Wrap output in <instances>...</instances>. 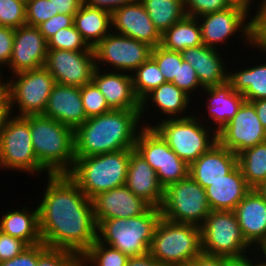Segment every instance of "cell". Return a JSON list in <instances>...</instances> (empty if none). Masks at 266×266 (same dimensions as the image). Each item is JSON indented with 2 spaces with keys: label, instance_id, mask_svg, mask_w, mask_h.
Returning <instances> with one entry per match:
<instances>
[{
  "label": "cell",
  "instance_id": "cell-34",
  "mask_svg": "<svg viewBox=\"0 0 266 266\" xmlns=\"http://www.w3.org/2000/svg\"><path fill=\"white\" fill-rule=\"evenodd\" d=\"M238 165L251 188H257L266 181V142L239 153Z\"/></svg>",
  "mask_w": 266,
  "mask_h": 266
},
{
  "label": "cell",
  "instance_id": "cell-14",
  "mask_svg": "<svg viewBox=\"0 0 266 266\" xmlns=\"http://www.w3.org/2000/svg\"><path fill=\"white\" fill-rule=\"evenodd\" d=\"M153 47L111 31L94 48L96 68L132 74L151 57ZM109 66V67H108ZM112 66V67H111Z\"/></svg>",
  "mask_w": 266,
  "mask_h": 266
},
{
  "label": "cell",
  "instance_id": "cell-43",
  "mask_svg": "<svg viewBox=\"0 0 266 266\" xmlns=\"http://www.w3.org/2000/svg\"><path fill=\"white\" fill-rule=\"evenodd\" d=\"M233 4L232 0H184L186 15L196 18L207 13L226 10Z\"/></svg>",
  "mask_w": 266,
  "mask_h": 266
},
{
  "label": "cell",
  "instance_id": "cell-51",
  "mask_svg": "<svg viewBox=\"0 0 266 266\" xmlns=\"http://www.w3.org/2000/svg\"><path fill=\"white\" fill-rule=\"evenodd\" d=\"M52 2L54 13L75 15L84 0H49Z\"/></svg>",
  "mask_w": 266,
  "mask_h": 266
},
{
  "label": "cell",
  "instance_id": "cell-58",
  "mask_svg": "<svg viewBox=\"0 0 266 266\" xmlns=\"http://www.w3.org/2000/svg\"><path fill=\"white\" fill-rule=\"evenodd\" d=\"M232 1L234 3L242 4L249 9H251L252 8L251 6L254 5L253 2H255L258 5V3L255 0H232Z\"/></svg>",
  "mask_w": 266,
  "mask_h": 266
},
{
  "label": "cell",
  "instance_id": "cell-12",
  "mask_svg": "<svg viewBox=\"0 0 266 266\" xmlns=\"http://www.w3.org/2000/svg\"><path fill=\"white\" fill-rule=\"evenodd\" d=\"M250 12L252 13L246 6L234 3L226 10L197 17L201 27L203 45L218 49L220 45H228V40L233 38L232 36L235 38L238 33L239 38L241 36L243 39L244 46L252 49V17H250Z\"/></svg>",
  "mask_w": 266,
  "mask_h": 266
},
{
  "label": "cell",
  "instance_id": "cell-37",
  "mask_svg": "<svg viewBox=\"0 0 266 266\" xmlns=\"http://www.w3.org/2000/svg\"><path fill=\"white\" fill-rule=\"evenodd\" d=\"M47 48L52 50L94 51L82 38L74 24L68 28L60 29L51 36L47 40Z\"/></svg>",
  "mask_w": 266,
  "mask_h": 266
},
{
  "label": "cell",
  "instance_id": "cell-18",
  "mask_svg": "<svg viewBox=\"0 0 266 266\" xmlns=\"http://www.w3.org/2000/svg\"><path fill=\"white\" fill-rule=\"evenodd\" d=\"M112 31L149 44L160 45L161 33L153 25L140 0L126 4L111 13Z\"/></svg>",
  "mask_w": 266,
  "mask_h": 266
},
{
  "label": "cell",
  "instance_id": "cell-47",
  "mask_svg": "<svg viewBox=\"0 0 266 266\" xmlns=\"http://www.w3.org/2000/svg\"><path fill=\"white\" fill-rule=\"evenodd\" d=\"M28 247L29 245L25 241L5 234L0 230V262L16 257Z\"/></svg>",
  "mask_w": 266,
  "mask_h": 266
},
{
  "label": "cell",
  "instance_id": "cell-32",
  "mask_svg": "<svg viewBox=\"0 0 266 266\" xmlns=\"http://www.w3.org/2000/svg\"><path fill=\"white\" fill-rule=\"evenodd\" d=\"M202 44L201 27L196 17L186 15L161 34L160 46L171 51L182 52Z\"/></svg>",
  "mask_w": 266,
  "mask_h": 266
},
{
  "label": "cell",
  "instance_id": "cell-44",
  "mask_svg": "<svg viewBox=\"0 0 266 266\" xmlns=\"http://www.w3.org/2000/svg\"><path fill=\"white\" fill-rule=\"evenodd\" d=\"M172 83L176 85L179 89H182L192 99L196 90H203L195 72V69L184 60L182 62H178L177 78H174ZM191 94L193 95V97Z\"/></svg>",
  "mask_w": 266,
  "mask_h": 266
},
{
  "label": "cell",
  "instance_id": "cell-2",
  "mask_svg": "<svg viewBox=\"0 0 266 266\" xmlns=\"http://www.w3.org/2000/svg\"><path fill=\"white\" fill-rule=\"evenodd\" d=\"M141 124L140 110L112 109L88 118L74 131L75 158L135 149Z\"/></svg>",
  "mask_w": 266,
  "mask_h": 266
},
{
  "label": "cell",
  "instance_id": "cell-6",
  "mask_svg": "<svg viewBox=\"0 0 266 266\" xmlns=\"http://www.w3.org/2000/svg\"><path fill=\"white\" fill-rule=\"evenodd\" d=\"M203 253L201 228L160 218L149 254L164 266H188Z\"/></svg>",
  "mask_w": 266,
  "mask_h": 266
},
{
  "label": "cell",
  "instance_id": "cell-21",
  "mask_svg": "<svg viewBox=\"0 0 266 266\" xmlns=\"http://www.w3.org/2000/svg\"><path fill=\"white\" fill-rule=\"evenodd\" d=\"M43 116L54 119L75 131L88 119L83 109L80 87L56 83Z\"/></svg>",
  "mask_w": 266,
  "mask_h": 266
},
{
  "label": "cell",
  "instance_id": "cell-5",
  "mask_svg": "<svg viewBox=\"0 0 266 266\" xmlns=\"http://www.w3.org/2000/svg\"><path fill=\"white\" fill-rule=\"evenodd\" d=\"M160 218V208L151 206L142 215L102 220L97 227V240L128 257L146 255Z\"/></svg>",
  "mask_w": 266,
  "mask_h": 266
},
{
  "label": "cell",
  "instance_id": "cell-48",
  "mask_svg": "<svg viewBox=\"0 0 266 266\" xmlns=\"http://www.w3.org/2000/svg\"><path fill=\"white\" fill-rule=\"evenodd\" d=\"M15 29L0 26V73L6 68L12 56Z\"/></svg>",
  "mask_w": 266,
  "mask_h": 266
},
{
  "label": "cell",
  "instance_id": "cell-38",
  "mask_svg": "<svg viewBox=\"0 0 266 266\" xmlns=\"http://www.w3.org/2000/svg\"><path fill=\"white\" fill-rule=\"evenodd\" d=\"M80 94L87 118L101 115L112 110L108 106L104 95L93 81L81 86Z\"/></svg>",
  "mask_w": 266,
  "mask_h": 266
},
{
  "label": "cell",
  "instance_id": "cell-54",
  "mask_svg": "<svg viewBox=\"0 0 266 266\" xmlns=\"http://www.w3.org/2000/svg\"><path fill=\"white\" fill-rule=\"evenodd\" d=\"M10 114H11V111L9 109L7 99L5 98V96H3L0 99V137L2 135V131L4 129L5 123L8 117L10 116Z\"/></svg>",
  "mask_w": 266,
  "mask_h": 266
},
{
  "label": "cell",
  "instance_id": "cell-24",
  "mask_svg": "<svg viewBox=\"0 0 266 266\" xmlns=\"http://www.w3.org/2000/svg\"><path fill=\"white\" fill-rule=\"evenodd\" d=\"M125 185L134 195L143 198L151 206L161 207L164 188L160 184L156 172L134 149H130Z\"/></svg>",
  "mask_w": 266,
  "mask_h": 266
},
{
  "label": "cell",
  "instance_id": "cell-55",
  "mask_svg": "<svg viewBox=\"0 0 266 266\" xmlns=\"http://www.w3.org/2000/svg\"><path fill=\"white\" fill-rule=\"evenodd\" d=\"M254 104L258 118L266 130V99L251 101Z\"/></svg>",
  "mask_w": 266,
  "mask_h": 266
},
{
  "label": "cell",
  "instance_id": "cell-10",
  "mask_svg": "<svg viewBox=\"0 0 266 266\" xmlns=\"http://www.w3.org/2000/svg\"><path fill=\"white\" fill-rule=\"evenodd\" d=\"M160 210L163 219L199 227L211 211L205 189L190 175L164 189Z\"/></svg>",
  "mask_w": 266,
  "mask_h": 266
},
{
  "label": "cell",
  "instance_id": "cell-62",
  "mask_svg": "<svg viewBox=\"0 0 266 266\" xmlns=\"http://www.w3.org/2000/svg\"><path fill=\"white\" fill-rule=\"evenodd\" d=\"M22 2H24L25 4L28 3L30 0H20Z\"/></svg>",
  "mask_w": 266,
  "mask_h": 266
},
{
  "label": "cell",
  "instance_id": "cell-63",
  "mask_svg": "<svg viewBox=\"0 0 266 266\" xmlns=\"http://www.w3.org/2000/svg\"><path fill=\"white\" fill-rule=\"evenodd\" d=\"M4 96V92H0V99Z\"/></svg>",
  "mask_w": 266,
  "mask_h": 266
},
{
  "label": "cell",
  "instance_id": "cell-22",
  "mask_svg": "<svg viewBox=\"0 0 266 266\" xmlns=\"http://www.w3.org/2000/svg\"><path fill=\"white\" fill-rule=\"evenodd\" d=\"M92 81L104 95L111 109L140 110V100L134 93L131 74L117 71L106 72L103 68H96Z\"/></svg>",
  "mask_w": 266,
  "mask_h": 266
},
{
  "label": "cell",
  "instance_id": "cell-29",
  "mask_svg": "<svg viewBox=\"0 0 266 266\" xmlns=\"http://www.w3.org/2000/svg\"><path fill=\"white\" fill-rule=\"evenodd\" d=\"M0 218V230L3 233L21 239L29 246L42 243L37 206L7 210Z\"/></svg>",
  "mask_w": 266,
  "mask_h": 266
},
{
  "label": "cell",
  "instance_id": "cell-31",
  "mask_svg": "<svg viewBox=\"0 0 266 266\" xmlns=\"http://www.w3.org/2000/svg\"><path fill=\"white\" fill-rule=\"evenodd\" d=\"M73 24L91 48L112 31L111 13L85 3L75 13Z\"/></svg>",
  "mask_w": 266,
  "mask_h": 266
},
{
  "label": "cell",
  "instance_id": "cell-13",
  "mask_svg": "<svg viewBox=\"0 0 266 266\" xmlns=\"http://www.w3.org/2000/svg\"><path fill=\"white\" fill-rule=\"evenodd\" d=\"M156 172L165 189L189 175V165L180 159L153 127H143L134 149Z\"/></svg>",
  "mask_w": 266,
  "mask_h": 266
},
{
  "label": "cell",
  "instance_id": "cell-57",
  "mask_svg": "<svg viewBox=\"0 0 266 266\" xmlns=\"http://www.w3.org/2000/svg\"><path fill=\"white\" fill-rule=\"evenodd\" d=\"M258 252H256L255 254H252V258H253V266H266V259L264 258V257H262V255L260 254L259 255V253L257 254ZM257 255L259 256V257H257ZM253 256H255V257H253ZM258 259H260V260H258ZM263 258V259H262ZM257 259V260H256Z\"/></svg>",
  "mask_w": 266,
  "mask_h": 266
},
{
  "label": "cell",
  "instance_id": "cell-45",
  "mask_svg": "<svg viewBox=\"0 0 266 266\" xmlns=\"http://www.w3.org/2000/svg\"><path fill=\"white\" fill-rule=\"evenodd\" d=\"M26 24L38 27L58 13H54L52 2L49 0H30L26 3Z\"/></svg>",
  "mask_w": 266,
  "mask_h": 266
},
{
  "label": "cell",
  "instance_id": "cell-9",
  "mask_svg": "<svg viewBox=\"0 0 266 266\" xmlns=\"http://www.w3.org/2000/svg\"><path fill=\"white\" fill-rule=\"evenodd\" d=\"M55 84V79L45 67L22 71L4 80V96L11 114L43 115Z\"/></svg>",
  "mask_w": 266,
  "mask_h": 266
},
{
  "label": "cell",
  "instance_id": "cell-26",
  "mask_svg": "<svg viewBox=\"0 0 266 266\" xmlns=\"http://www.w3.org/2000/svg\"><path fill=\"white\" fill-rule=\"evenodd\" d=\"M191 100L193 99L187 93H185L182 89H179L172 82L161 84L159 87L153 89L150 93H148L140 101L141 119L142 122L144 121L146 123L144 125L142 124V126L153 127V125L147 123L144 120L145 117H143L146 116V112L148 111V108H150L149 106L151 102L152 107H157L156 111L159 110L158 112L160 113V117H163L162 120H164L191 116L192 114L186 115V110L189 111L190 109V107L188 106H190L189 103L192 102ZM161 114L164 115L165 118L164 116H161Z\"/></svg>",
  "mask_w": 266,
  "mask_h": 266
},
{
  "label": "cell",
  "instance_id": "cell-8",
  "mask_svg": "<svg viewBox=\"0 0 266 266\" xmlns=\"http://www.w3.org/2000/svg\"><path fill=\"white\" fill-rule=\"evenodd\" d=\"M200 228L204 254L242 261L257 252L243 237L234 211L211 210Z\"/></svg>",
  "mask_w": 266,
  "mask_h": 266
},
{
  "label": "cell",
  "instance_id": "cell-40",
  "mask_svg": "<svg viewBox=\"0 0 266 266\" xmlns=\"http://www.w3.org/2000/svg\"><path fill=\"white\" fill-rule=\"evenodd\" d=\"M26 4L20 0H0V26L18 28L26 25Z\"/></svg>",
  "mask_w": 266,
  "mask_h": 266
},
{
  "label": "cell",
  "instance_id": "cell-41",
  "mask_svg": "<svg viewBox=\"0 0 266 266\" xmlns=\"http://www.w3.org/2000/svg\"><path fill=\"white\" fill-rule=\"evenodd\" d=\"M258 5L257 9L252 16V48L256 49L255 52H266V0H256ZM258 50V51H257Z\"/></svg>",
  "mask_w": 266,
  "mask_h": 266
},
{
  "label": "cell",
  "instance_id": "cell-23",
  "mask_svg": "<svg viewBox=\"0 0 266 266\" xmlns=\"http://www.w3.org/2000/svg\"><path fill=\"white\" fill-rule=\"evenodd\" d=\"M183 60L188 62L194 69L201 84V87L210 88L221 85L228 81V66L222 52L218 49L205 45L184 49ZM226 65V66H225Z\"/></svg>",
  "mask_w": 266,
  "mask_h": 266
},
{
  "label": "cell",
  "instance_id": "cell-25",
  "mask_svg": "<svg viewBox=\"0 0 266 266\" xmlns=\"http://www.w3.org/2000/svg\"><path fill=\"white\" fill-rule=\"evenodd\" d=\"M238 165V155L215 143L189 166V175L204 189Z\"/></svg>",
  "mask_w": 266,
  "mask_h": 266
},
{
  "label": "cell",
  "instance_id": "cell-19",
  "mask_svg": "<svg viewBox=\"0 0 266 266\" xmlns=\"http://www.w3.org/2000/svg\"><path fill=\"white\" fill-rule=\"evenodd\" d=\"M92 203L97 225L102 220L142 215L151 207L143 198L134 195L126 185L96 195Z\"/></svg>",
  "mask_w": 266,
  "mask_h": 266
},
{
  "label": "cell",
  "instance_id": "cell-46",
  "mask_svg": "<svg viewBox=\"0 0 266 266\" xmlns=\"http://www.w3.org/2000/svg\"><path fill=\"white\" fill-rule=\"evenodd\" d=\"M48 247L44 243L31 245L16 257L0 262V266H37L38 257Z\"/></svg>",
  "mask_w": 266,
  "mask_h": 266
},
{
  "label": "cell",
  "instance_id": "cell-28",
  "mask_svg": "<svg viewBox=\"0 0 266 266\" xmlns=\"http://www.w3.org/2000/svg\"><path fill=\"white\" fill-rule=\"evenodd\" d=\"M252 188L247 184L242 170L237 165L224 178L205 188L208 205L215 211H233Z\"/></svg>",
  "mask_w": 266,
  "mask_h": 266
},
{
  "label": "cell",
  "instance_id": "cell-50",
  "mask_svg": "<svg viewBox=\"0 0 266 266\" xmlns=\"http://www.w3.org/2000/svg\"><path fill=\"white\" fill-rule=\"evenodd\" d=\"M233 261L223 256H212L202 253L196 256L188 266H231Z\"/></svg>",
  "mask_w": 266,
  "mask_h": 266
},
{
  "label": "cell",
  "instance_id": "cell-56",
  "mask_svg": "<svg viewBox=\"0 0 266 266\" xmlns=\"http://www.w3.org/2000/svg\"><path fill=\"white\" fill-rule=\"evenodd\" d=\"M231 266H253V259H252L251 254L245 260H242V261H235L234 260L231 263Z\"/></svg>",
  "mask_w": 266,
  "mask_h": 266
},
{
  "label": "cell",
  "instance_id": "cell-52",
  "mask_svg": "<svg viewBox=\"0 0 266 266\" xmlns=\"http://www.w3.org/2000/svg\"><path fill=\"white\" fill-rule=\"evenodd\" d=\"M134 1L135 0H84V3L90 7L103 9L112 13L114 10Z\"/></svg>",
  "mask_w": 266,
  "mask_h": 266
},
{
  "label": "cell",
  "instance_id": "cell-20",
  "mask_svg": "<svg viewBox=\"0 0 266 266\" xmlns=\"http://www.w3.org/2000/svg\"><path fill=\"white\" fill-rule=\"evenodd\" d=\"M246 241L258 252L266 245V201L252 188L233 210Z\"/></svg>",
  "mask_w": 266,
  "mask_h": 266
},
{
  "label": "cell",
  "instance_id": "cell-4",
  "mask_svg": "<svg viewBox=\"0 0 266 266\" xmlns=\"http://www.w3.org/2000/svg\"><path fill=\"white\" fill-rule=\"evenodd\" d=\"M130 149L75 158L67 174L91 200L98 194L125 185Z\"/></svg>",
  "mask_w": 266,
  "mask_h": 266
},
{
  "label": "cell",
  "instance_id": "cell-39",
  "mask_svg": "<svg viewBox=\"0 0 266 266\" xmlns=\"http://www.w3.org/2000/svg\"><path fill=\"white\" fill-rule=\"evenodd\" d=\"M151 57L158 64L166 82L177 78L178 62L183 61L181 52L167 50L158 45L152 49Z\"/></svg>",
  "mask_w": 266,
  "mask_h": 266
},
{
  "label": "cell",
  "instance_id": "cell-27",
  "mask_svg": "<svg viewBox=\"0 0 266 266\" xmlns=\"http://www.w3.org/2000/svg\"><path fill=\"white\" fill-rule=\"evenodd\" d=\"M204 92L208 96L205 98L207 100L205 111L208 110V118H206L208 120L205 122L207 126H209L208 122L211 123L210 126L217 133L234 117L245 99L242 94L233 90L228 81L221 85L204 88Z\"/></svg>",
  "mask_w": 266,
  "mask_h": 266
},
{
  "label": "cell",
  "instance_id": "cell-15",
  "mask_svg": "<svg viewBox=\"0 0 266 266\" xmlns=\"http://www.w3.org/2000/svg\"><path fill=\"white\" fill-rule=\"evenodd\" d=\"M217 142L236 155L266 142V130L252 102L243 101L234 117L217 132Z\"/></svg>",
  "mask_w": 266,
  "mask_h": 266
},
{
  "label": "cell",
  "instance_id": "cell-59",
  "mask_svg": "<svg viewBox=\"0 0 266 266\" xmlns=\"http://www.w3.org/2000/svg\"><path fill=\"white\" fill-rule=\"evenodd\" d=\"M256 190L262 195V197L265 199L266 201V181L262 182L257 188Z\"/></svg>",
  "mask_w": 266,
  "mask_h": 266
},
{
  "label": "cell",
  "instance_id": "cell-33",
  "mask_svg": "<svg viewBox=\"0 0 266 266\" xmlns=\"http://www.w3.org/2000/svg\"><path fill=\"white\" fill-rule=\"evenodd\" d=\"M153 25L162 34L186 16L184 0H140Z\"/></svg>",
  "mask_w": 266,
  "mask_h": 266
},
{
  "label": "cell",
  "instance_id": "cell-53",
  "mask_svg": "<svg viewBox=\"0 0 266 266\" xmlns=\"http://www.w3.org/2000/svg\"><path fill=\"white\" fill-rule=\"evenodd\" d=\"M126 266H164L149 253L137 257H129Z\"/></svg>",
  "mask_w": 266,
  "mask_h": 266
},
{
  "label": "cell",
  "instance_id": "cell-30",
  "mask_svg": "<svg viewBox=\"0 0 266 266\" xmlns=\"http://www.w3.org/2000/svg\"><path fill=\"white\" fill-rule=\"evenodd\" d=\"M259 53L266 57V52L259 51ZM254 64L250 67L246 65L244 68L240 66V70L235 68V72L233 69H230L232 71L228 69V82L232 85L233 90L242 94L244 99L249 102L266 99V62L263 64L261 61L259 64Z\"/></svg>",
  "mask_w": 266,
  "mask_h": 266
},
{
  "label": "cell",
  "instance_id": "cell-16",
  "mask_svg": "<svg viewBox=\"0 0 266 266\" xmlns=\"http://www.w3.org/2000/svg\"><path fill=\"white\" fill-rule=\"evenodd\" d=\"M44 67L56 83L81 87L92 82L96 69L94 51L48 49Z\"/></svg>",
  "mask_w": 266,
  "mask_h": 266
},
{
  "label": "cell",
  "instance_id": "cell-7",
  "mask_svg": "<svg viewBox=\"0 0 266 266\" xmlns=\"http://www.w3.org/2000/svg\"><path fill=\"white\" fill-rule=\"evenodd\" d=\"M198 114L185 118L158 119L153 128L172 151L189 166L217 143V133ZM204 123V124H203Z\"/></svg>",
  "mask_w": 266,
  "mask_h": 266
},
{
  "label": "cell",
  "instance_id": "cell-17",
  "mask_svg": "<svg viewBox=\"0 0 266 266\" xmlns=\"http://www.w3.org/2000/svg\"><path fill=\"white\" fill-rule=\"evenodd\" d=\"M47 40L36 26L15 28L9 72L13 74L44 67L47 57Z\"/></svg>",
  "mask_w": 266,
  "mask_h": 266
},
{
  "label": "cell",
  "instance_id": "cell-11",
  "mask_svg": "<svg viewBox=\"0 0 266 266\" xmlns=\"http://www.w3.org/2000/svg\"><path fill=\"white\" fill-rule=\"evenodd\" d=\"M0 164L4 170L22 171L33 177L46 170L38 163L24 116L10 114L0 137Z\"/></svg>",
  "mask_w": 266,
  "mask_h": 266
},
{
  "label": "cell",
  "instance_id": "cell-60",
  "mask_svg": "<svg viewBox=\"0 0 266 266\" xmlns=\"http://www.w3.org/2000/svg\"><path fill=\"white\" fill-rule=\"evenodd\" d=\"M3 75L0 73V92H4V79L2 78Z\"/></svg>",
  "mask_w": 266,
  "mask_h": 266
},
{
  "label": "cell",
  "instance_id": "cell-35",
  "mask_svg": "<svg viewBox=\"0 0 266 266\" xmlns=\"http://www.w3.org/2000/svg\"><path fill=\"white\" fill-rule=\"evenodd\" d=\"M131 76L134 93L140 101L153 89L166 83L158 64L152 57L142 63Z\"/></svg>",
  "mask_w": 266,
  "mask_h": 266
},
{
  "label": "cell",
  "instance_id": "cell-3",
  "mask_svg": "<svg viewBox=\"0 0 266 266\" xmlns=\"http://www.w3.org/2000/svg\"><path fill=\"white\" fill-rule=\"evenodd\" d=\"M24 117L29 122L34 153L46 176L68 174L75 162L74 130L43 115Z\"/></svg>",
  "mask_w": 266,
  "mask_h": 266
},
{
  "label": "cell",
  "instance_id": "cell-61",
  "mask_svg": "<svg viewBox=\"0 0 266 266\" xmlns=\"http://www.w3.org/2000/svg\"><path fill=\"white\" fill-rule=\"evenodd\" d=\"M258 252L266 259V245H264Z\"/></svg>",
  "mask_w": 266,
  "mask_h": 266
},
{
  "label": "cell",
  "instance_id": "cell-36",
  "mask_svg": "<svg viewBox=\"0 0 266 266\" xmlns=\"http://www.w3.org/2000/svg\"><path fill=\"white\" fill-rule=\"evenodd\" d=\"M128 256L96 240L81 256L82 266H126Z\"/></svg>",
  "mask_w": 266,
  "mask_h": 266
},
{
  "label": "cell",
  "instance_id": "cell-42",
  "mask_svg": "<svg viewBox=\"0 0 266 266\" xmlns=\"http://www.w3.org/2000/svg\"><path fill=\"white\" fill-rule=\"evenodd\" d=\"M37 266H82V259L68 250L47 248L38 257Z\"/></svg>",
  "mask_w": 266,
  "mask_h": 266
},
{
  "label": "cell",
  "instance_id": "cell-1",
  "mask_svg": "<svg viewBox=\"0 0 266 266\" xmlns=\"http://www.w3.org/2000/svg\"><path fill=\"white\" fill-rule=\"evenodd\" d=\"M46 181L37 204L42 243L82 256L97 240L92 200L67 174L47 175Z\"/></svg>",
  "mask_w": 266,
  "mask_h": 266
},
{
  "label": "cell",
  "instance_id": "cell-49",
  "mask_svg": "<svg viewBox=\"0 0 266 266\" xmlns=\"http://www.w3.org/2000/svg\"><path fill=\"white\" fill-rule=\"evenodd\" d=\"M74 15L56 14L49 20L41 23L38 28L44 38L48 40L62 28H68L73 25Z\"/></svg>",
  "mask_w": 266,
  "mask_h": 266
}]
</instances>
